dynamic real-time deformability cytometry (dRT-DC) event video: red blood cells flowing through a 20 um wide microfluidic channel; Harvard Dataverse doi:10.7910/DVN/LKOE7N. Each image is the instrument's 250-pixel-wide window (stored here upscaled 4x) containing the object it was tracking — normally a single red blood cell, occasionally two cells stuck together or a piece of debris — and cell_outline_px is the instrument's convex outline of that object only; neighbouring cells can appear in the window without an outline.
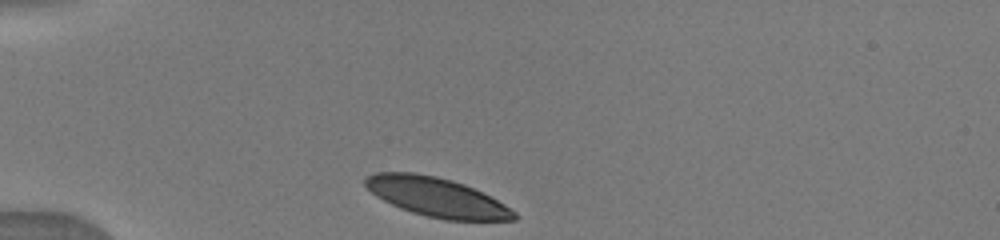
{"species": "human", "species_latin": "Homo sapiens", "temperature_condition": "warm", "stored_images_in_passage": 6, "camera_frame_rate_fps": 3000, "um_per_image_px": 0.085, "donor": {"sex": "male"}, "frame": {"image": 1, "passage_image": 1, "time_ms": 0.0, "image_size_px": [1000, 240], "cell_outline_px": [[520, 216], [516, 220], [448, 220], [428, 216], [412, 212], [400, 208], [376, 196], [364, 184], [364, 180], [368, 176], [376, 172], [412, 172], [436, 176], [452, 180], [464, 184], [504, 204], [516, 212]], "centroid_in_image_um": [37.13, 16.75], "position_along_channel_um": 47.9, "area_um2": 33.58}}
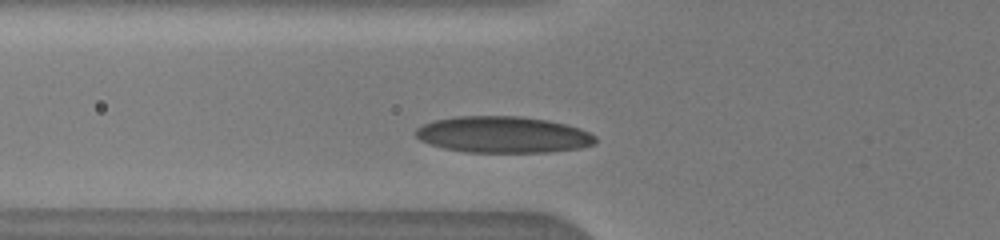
{"frame": {"image": 2, "passage_image": 5, "time_ms": 1.667, "image_size_px": [1000, 240], "cell_outline_px": [[596, 144], [580, 148], [548, 152], [464, 152], [444, 148], [428, 144], [420, 140], [416, 136], [416, 128], [424, 124], [436, 120], [456, 116], [520, 116], [548, 120], [580, 128], [596, 136]], "centroid_in_image_um": [42.77, 11.45], "position_along_channel_um": 83.0, "area_um2": 38.21}}